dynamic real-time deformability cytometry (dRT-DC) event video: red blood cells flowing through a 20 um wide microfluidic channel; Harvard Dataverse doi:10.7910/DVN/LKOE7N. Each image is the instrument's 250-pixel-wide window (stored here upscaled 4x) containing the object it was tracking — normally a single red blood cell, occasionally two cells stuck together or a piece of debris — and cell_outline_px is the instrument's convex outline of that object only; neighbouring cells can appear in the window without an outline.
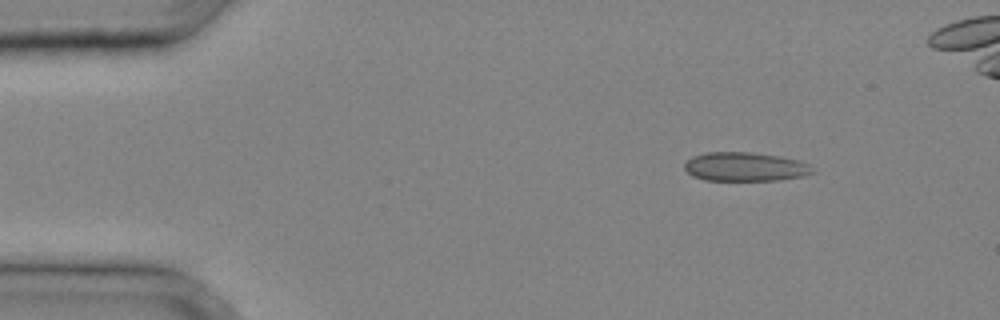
{"species": "common noctule bat (a hibernating species)", "species_latin": "Nyctalus noctula", "temperature_condition": "cold", "stored_images_in_passage": 31, "camera_frame_rate_fps": 3000, "um_per_image_px": 0.085, "animal": {"sex": "male", "body_mass_g": 20.4}, "frame": {"image": 1, "passage_image": 2, "time_ms": 0.333, "image_size_px": [1000, 320], "cell_outline_px": [[816, 172], [804, 176], [776, 180], [704, 180], [692, 176], [684, 168], [684, 164], [692, 156], [708, 152], [752, 152], [780, 156], [800, 160], [808, 164]], "centroid_in_image_um": [63.35, 14.17], "position_along_channel_um": 21.7, "area_um2": 21.68}}
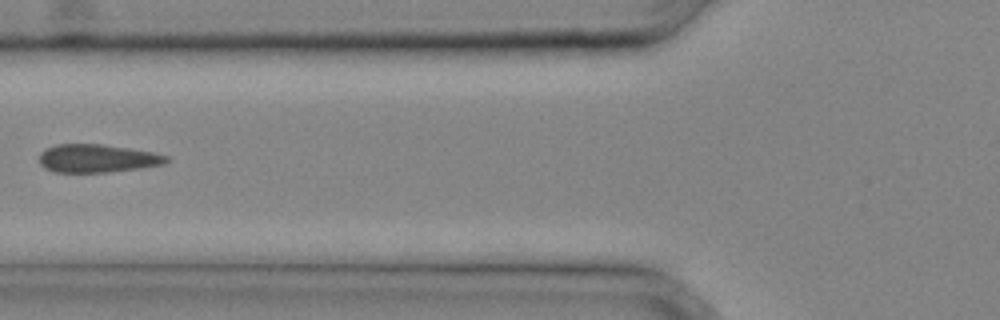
{"frame": {"image": 2, "passage_image": 11, "time_ms": 3.333, "image_size_px": [1000, 320], "cell_outline_px": [[172, 160], [164, 164], [140, 168], [108, 172], [56, 172], [44, 168], [40, 164], [40, 152], [44, 148], [56, 144], [104, 144], [152, 152], [168, 156]], "centroid_in_image_um": [8.26, 13.46], "position_along_channel_um": 117.5, "area_um2": 20.98}}
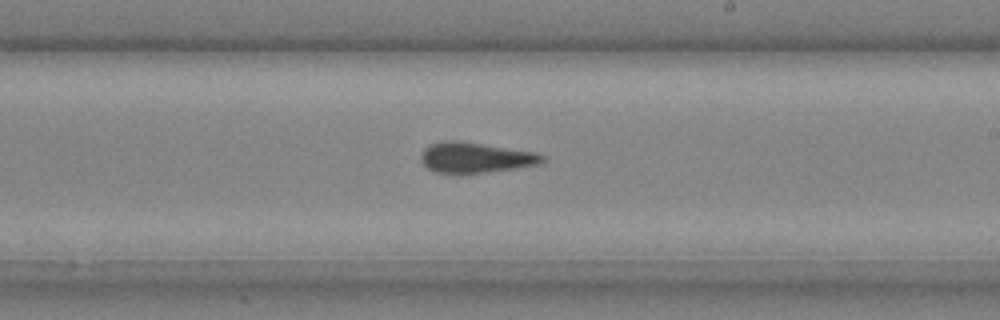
{"frame": {"image": 3, "passage_image": 18, "time_ms": 5.667, "image_size_px": [1000, 320], "cell_outline_px": [[544, 160], [540, 164], [516, 168], [484, 172], [436, 172], [428, 168], [420, 160], [420, 156], [424, 148], [432, 144], [444, 140], [460, 140], [536, 152], [544, 156]], "centroid_in_image_um": [40.42, 13.37], "position_along_channel_um": 248.6, "area_um2": 21.33}}